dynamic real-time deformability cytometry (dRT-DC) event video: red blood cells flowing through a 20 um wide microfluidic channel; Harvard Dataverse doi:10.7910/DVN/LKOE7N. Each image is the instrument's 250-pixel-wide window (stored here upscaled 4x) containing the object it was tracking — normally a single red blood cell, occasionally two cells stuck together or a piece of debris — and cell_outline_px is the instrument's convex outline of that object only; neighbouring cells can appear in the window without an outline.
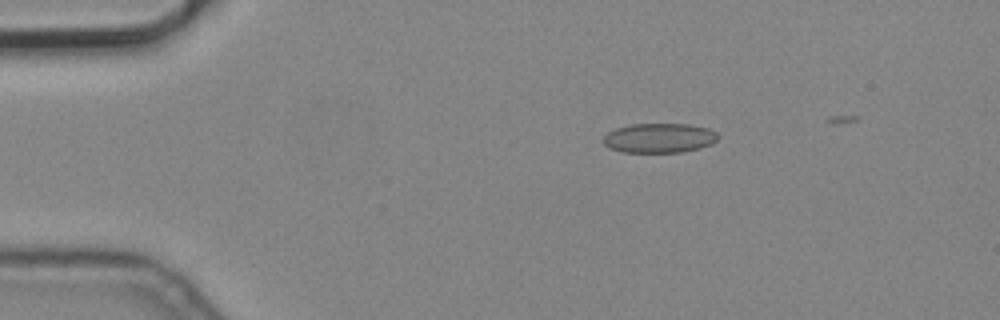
{"species": "common noctule bat (a hibernating species)", "species_latin": "Nyctalus noctula", "temperature_condition": "cold", "stored_images_in_passage": 9, "camera_frame_rate_fps": 3000, "um_per_image_px": 0.085, "animal": {"sex": "male", "body_mass_g": 19.2, "forearm_length_mm": 51.8}, "frame": {"image": 1, "passage_image": 3, "time_ms": 0.667, "image_size_px": [1000, 320], "cell_outline_px": [[720, 136], [712, 144], [700, 148], [680, 152], [620, 152], [608, 148], [604, 144], [604, 136], [608, 132], [616, 128], [632, 124], [688, 124], [708, 128], [716, 132]], "centroid_in_image_um": [56.04, 11.73], "position_along_channel_um": 29.0, "area_um2": 19.83}}
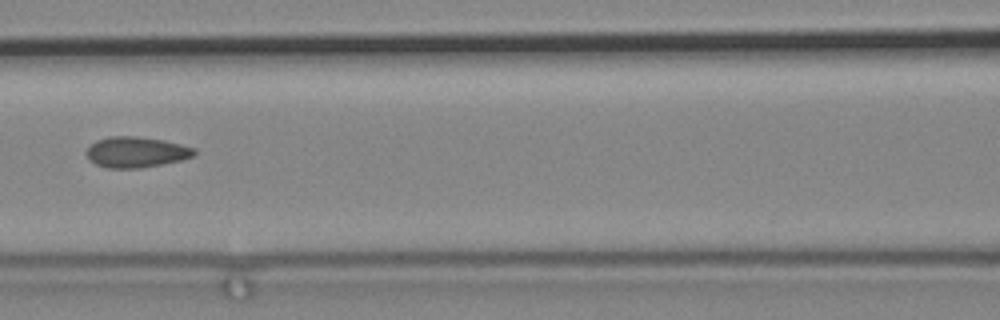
{"frame": {"image": 2, "passage_image": 7, "time_ms": 2.0, "image_size_px": [1000, 320], "cell_outline_px": [[196, 152], [192, 156], [180, 160], [140, 168], [104, 168], [88, 160], [84, 152], [96, 140], [108, 136], [136, 136], [164, 140], [196, 148]], "centroid_in_image_um": [11.52, 12.92], "position_along_channel_um": 155.1, "area_um2": 19.36}}
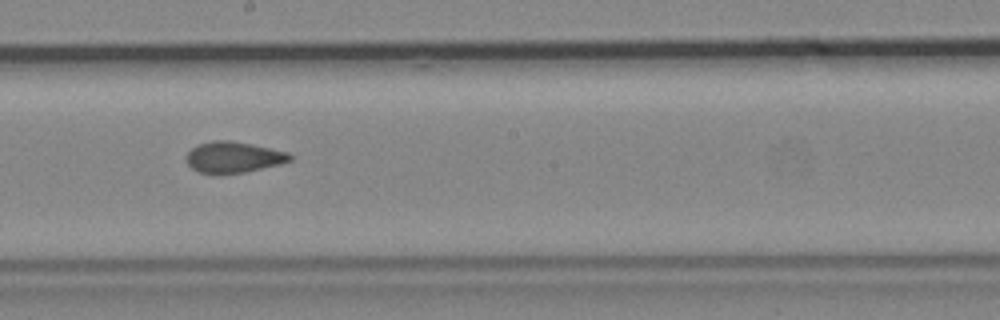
{"frame": {"image": 3, "passage_image": 9, "time_ms": 2.667, "image_size_px": [1000, 320], "cell_outline_px": [[292, 160], [280, 164], [244, 172], [200, 172], [192, 168], [188, 164], [184, 156], [192, 148], [200, 144], [212, 140], [228, 140], [252, 144], [288, 152], [292, 156]], "centroid_in_image_um": [19.85, 13.33], "position_along_channel_um": 228.3, "area_um2": 18.38}}